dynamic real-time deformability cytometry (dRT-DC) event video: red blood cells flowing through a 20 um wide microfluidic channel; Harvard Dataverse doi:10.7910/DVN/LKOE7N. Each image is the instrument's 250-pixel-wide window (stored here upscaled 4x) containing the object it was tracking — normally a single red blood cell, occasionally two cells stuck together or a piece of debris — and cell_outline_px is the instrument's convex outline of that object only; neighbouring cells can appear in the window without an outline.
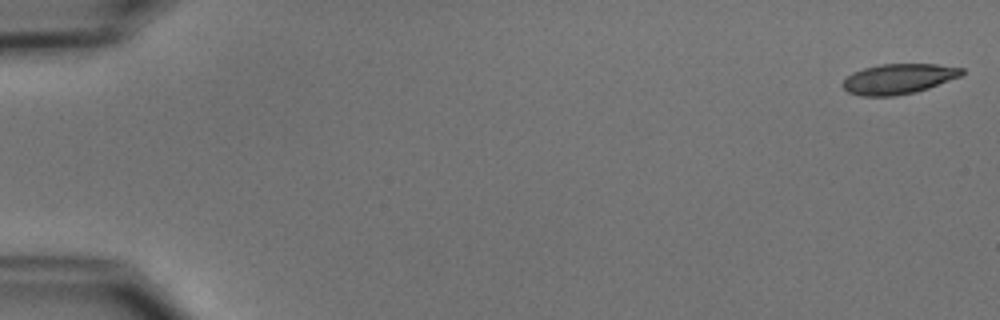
{"species": "common noctule bat (a hibernating species)", "species_latin": "Nyctalus noctula", "temperature_condition": "cold", "stored_images_in_passage": 54, "camera_frame_rate_fps": 3000, "um_per_image_px": 0.085, "animal": {"sex": "male", "body_mass_g": 15.6}, "frame": {"image": 1, "passage_image": 1, "time_ms": 0.0, "image_size_px": [1000, 320], "cell_outline_px": [[964, 72], [960, 76], [928, 88], [916, 92], [896, 96], [860, 96], [848, 92], [840, 84], [852, 72], [864, 68], [880, 64], [936, 64], [964, 68]], "centroid_in_image_um": [76.35, 6.71], "position_along_channel_um": 8.7, "area_um2": 20.98}}
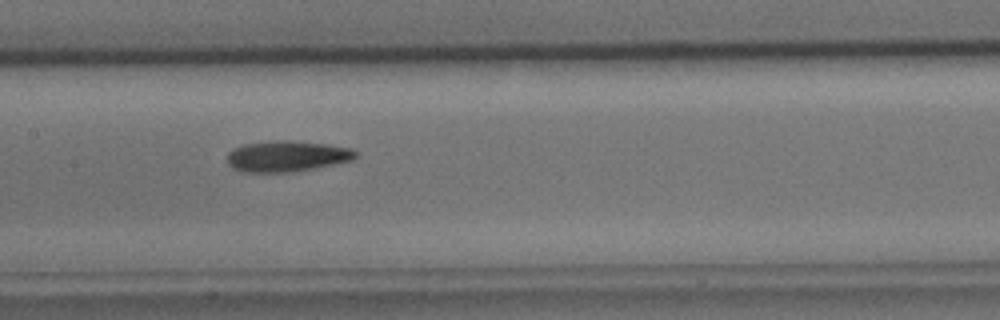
{"frame": {"image": 2, "passage_image": 27, "time_ms": 8.667, "image_size_px": [1000, 320], "cell_outline_px": [[360, 156], [352, 160], [292, 172], [240, 172], [232, 168], [228, 164], [228, 152], [232, 148], [244, 144], [276, 140], [288, 140], [324, 144], [352, 148], [360, 152]], "centroid_in_image_um": [24.38, 13.27], "position_along_channel_um": 183.0, "area_um2": 23.24}}
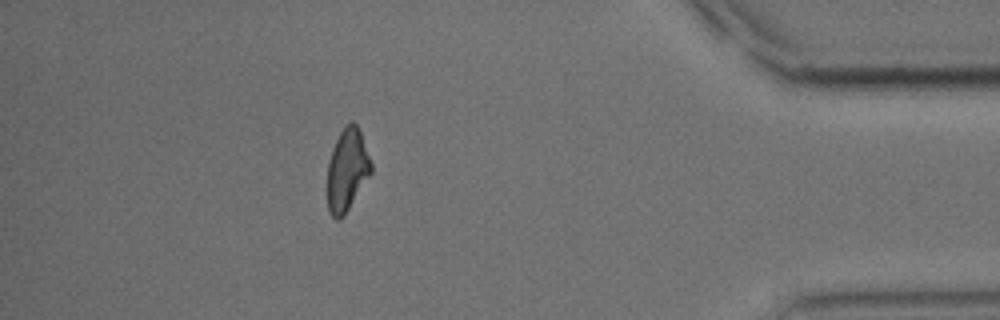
{"frame": {"image": 3, "passage_image": 48, "time_ms": 15.667, "image_size_px": [1000, 320], "cell_outline_px": [[372, 172], [344, 216], [340, 220], [336, 220], [328, 212], [328, 160], [332, 148], [344, 124], [352, 120], [356, 124], [360, 132], [372, 164]], "centroid_in_image_um": [29.5, 14.45], "position_along_channel_um": 405.7, "area_um2": 21.04}, "authors_computed_cell_mechanics": {"area_um2": 22.3397, "velocity_mm_per_s": 3.7599, "shape_relaxation_time_tau1_ms": 5.3855, "shape_relaxation_time_tau2_ms": 7.1332, "deformation_change_tau1": 0.1442, "deformation_change_tau2": 0.182}}